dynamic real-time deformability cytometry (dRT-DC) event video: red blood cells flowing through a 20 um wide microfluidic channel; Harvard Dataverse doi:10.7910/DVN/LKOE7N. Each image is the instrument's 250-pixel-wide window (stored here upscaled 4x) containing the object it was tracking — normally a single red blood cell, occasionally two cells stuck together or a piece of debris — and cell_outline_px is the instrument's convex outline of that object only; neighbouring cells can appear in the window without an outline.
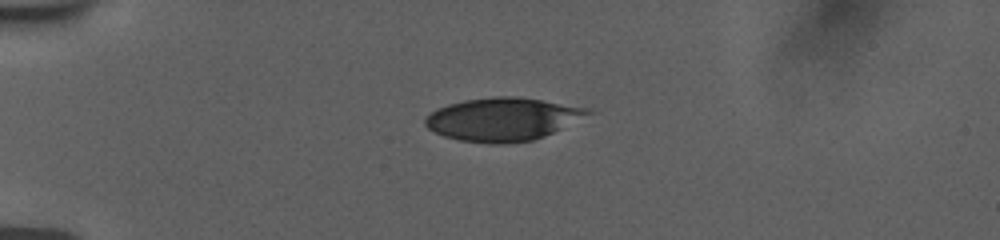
{"species": "human", "species_latin": "Homo sapiens", "temperature_condition": "room temperature", "stored_images_in_passage": 14, "camera_frame_rate_fps": 3000, "um_per_image_px": 0.085, "donor": {"sex": "female"}, "frame": {"image": 1, "passage_image": 1, "time_ms": 0.0, "image_size_px": [1000, 240], "cell_outline_px": [[596, 112], [544, 136], [532, 140], [460, 140], [444, 136], [428, 128], [424, 124], [424, 116], [436, 108], [448, 104], [464, 100], [492, 96], [516, 96], [588, 108]], "centroid_in_image_um": [42.71, 10.07], "position_along_channel_um": 42.3, "area_um2": 39.65}}
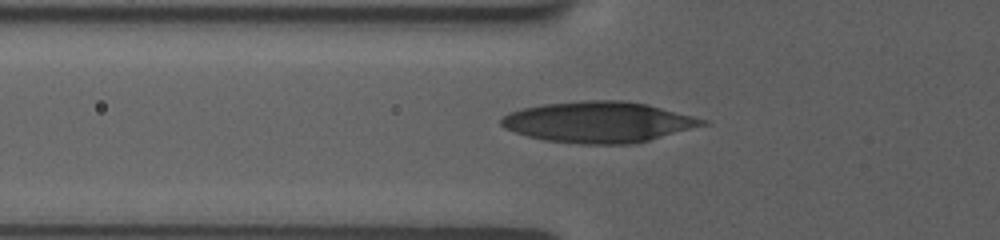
{"frame": {"image": 2, "passage_image": 8, "time_ms": 2.0, "image_size_px": [1000, 240], "cell_outline_px": [[708, 124], [648, 140], [628, 144], [580, 144], [544, 140], [528, 136], [504, 128], [500, 124], [500, 120], [504, 116], [512, 112], [524, 108], [544, 104], [580, 100], [624, 100], [648, 104], [708, 120]], "centroid_in_image_um": [50.88, 10.37], "position_along_channel_um": 74.9, "area_um2": 47.69}}